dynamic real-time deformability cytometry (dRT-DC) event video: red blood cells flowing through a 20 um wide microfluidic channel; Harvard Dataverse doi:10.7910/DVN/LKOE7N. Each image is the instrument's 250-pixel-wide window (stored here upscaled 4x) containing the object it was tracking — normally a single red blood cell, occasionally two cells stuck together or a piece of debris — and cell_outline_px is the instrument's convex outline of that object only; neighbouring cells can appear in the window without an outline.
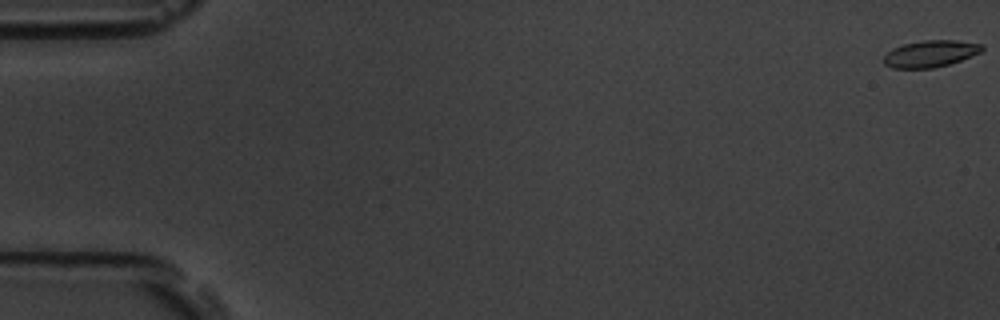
{"species": "common noctule bat (a hibernating species)", "species_latin": "Nyctalus noctula", "temperature_condition": "room temperature", "stored_images_in_passage": 12, "camera_frame_rate_fps": 3000, "um_per_image_px": 0.085, "animal": {"sex": "male", "body_mass_g": 19.5, "forearm_length_mm": 54.6}, "frame": {"image": 1, "passage_image": 1, "time_ms": 0.0, "image_size_px": [1000, 320], "cell_outline_px": [[984, 48], [980, 52], [960, 60], [948, 64], [932, 68], [892, 68], [884, 64], [884, 56], [892, 48], [904, 44], [924, 40], [956, 40], [984, 44]], "centroid_in_image_um": [79.08, 4.55], "position_along_channel_um": 5.9, "area_um2": 15.2}}